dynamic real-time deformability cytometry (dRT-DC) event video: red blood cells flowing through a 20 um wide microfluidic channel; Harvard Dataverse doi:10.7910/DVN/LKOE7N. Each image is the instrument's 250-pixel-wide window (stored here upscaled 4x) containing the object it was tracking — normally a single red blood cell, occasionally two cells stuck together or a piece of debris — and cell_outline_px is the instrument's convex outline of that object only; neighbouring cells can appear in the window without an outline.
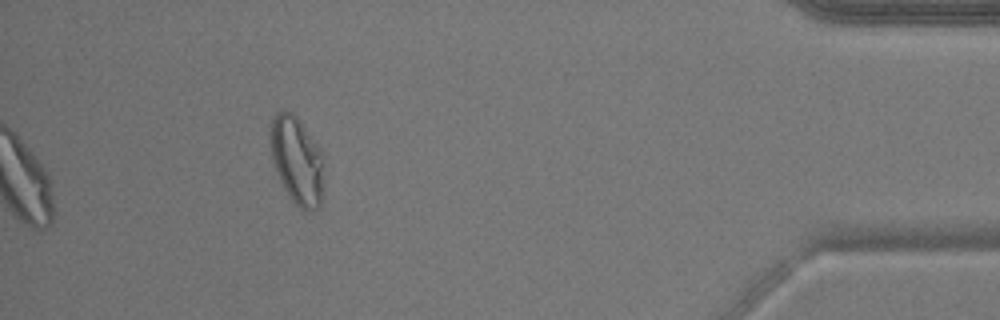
{"species": "common noctule bat (a hibernating species)", "species_latin": "Nyctalus noctula", "temperature_condition": "warm", "stored_images_in_passage": 41, "camera_frame_rate_fps": 3000, "um_per_image_px": 0.085, "animal": {"sex": "male", "body_mass_g": 17.9}, "frame": {"image": 1, "passage_image": 41, "time_ms": 13.333, "image_size_px": [1000, 320], "cell_outline_px": [[324, 196], [320, 208], [312, 212], [304, 212], [292, 200], [284, 188], [272, 164], [272, 116], [280, 108], [284, 108], [292, 112], [300, 120], [320, 148], [324, 180]], "centroid_in_image_um": [25.28, 13.68], "position_along_channel_um": 409.9, "area_um2": 27.8}}